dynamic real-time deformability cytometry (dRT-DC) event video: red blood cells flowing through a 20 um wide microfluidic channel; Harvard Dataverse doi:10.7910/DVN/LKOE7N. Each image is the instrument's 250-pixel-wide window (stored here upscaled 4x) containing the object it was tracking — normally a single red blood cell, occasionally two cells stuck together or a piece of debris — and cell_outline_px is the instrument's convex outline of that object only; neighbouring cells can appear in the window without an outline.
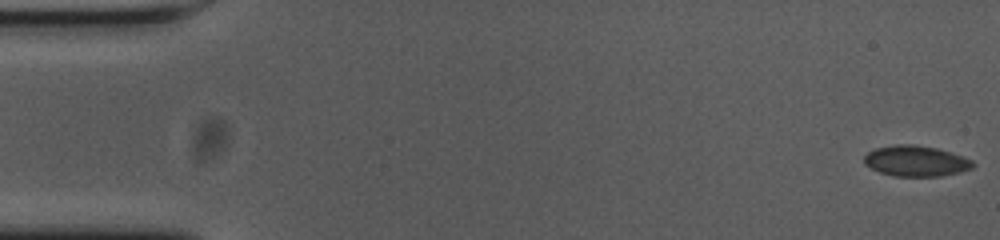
{"species": "common noctule bat (a hibernating species)", "species_latin": "Nyctalus noctula", "temperature_condition": "cold", "stored_images_in_passage": 56, "camera_frame_rate_fps": 3000, "um_per_image_px": 0.085, "animal": {"sex": "female", "body_mass_g": 23.0, "forearm_length_mm": 53.4}, "frame": {"image": 1, "passage_image": 1, "time_ms": 0.0, "image_size_px": [1000, 240], "cell_outline_px": [[976, 164], [972, 168], [960, 172], [940, 176], [892, 176], [880, 172], [864, 164], [864, 156], [868, 152], [876, 148], [896, 144], [912, 144], [936, 148], [964, 156], [972, 160]], "centroid_in_image_um": [77.87, 13.68], "position_along_channel_um": 7.1, "area_um2": 19.48}}
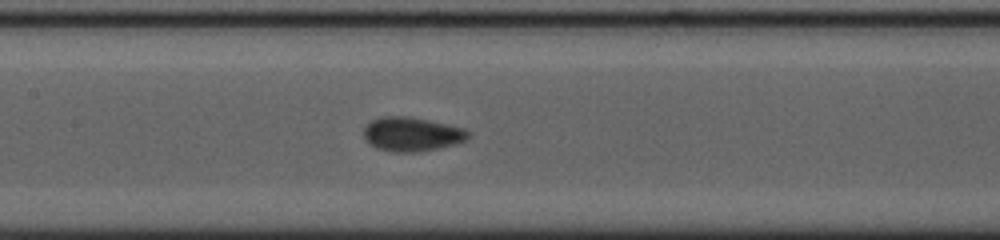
{"frame": {"image": 2, "passage_image": 26, "time_ms": 8.333, "image_size_px": [1000, 240], "cell_outline_px": [[468, 136], [464, 140], [452, 144], [436, 148], [412, 152], [396, 152], [376, 148], [364, 136], [364, 128], [372, 120], [380, 116], [408, 116], [428, 120], [464, 128], [468, 132]], "centroid_in_image_um": [34.97, 11.38], "position_along_channel_um": 172.4, "area_um2": 20.23}}
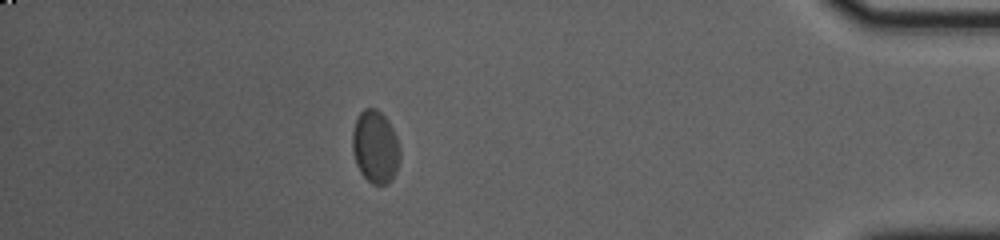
{"frame": {"image": 3, "passage_image": 49, "time_ms": 16.0, "image_size_px": [1000, 240], "cell_outline_px": [[400, 156], [396, 172], [388, 184], [372, 184], [360, 172], [356, 164], [352, 152], [352, 132], [356, 120], [360, 112], [364, 108], [376, 108], [384, 116], [392, 128], [396, 136], [400, 148]], "centroid_in_image_um": [31.89, 12.49], "position_along_channel_um": 403.3, "area_um2": 20.17}, "authors_computed_cell_mechanics": {"area_um2": 19.5942, "velocity_mm_per_s": 3.6504, "shape_relaxation_time_tau1_ms": 2.5393, "shape_relaxation_time_tau2_ms": null, "deformation_change_tau1": 0.0844, "deformation_change_tau2": null}}